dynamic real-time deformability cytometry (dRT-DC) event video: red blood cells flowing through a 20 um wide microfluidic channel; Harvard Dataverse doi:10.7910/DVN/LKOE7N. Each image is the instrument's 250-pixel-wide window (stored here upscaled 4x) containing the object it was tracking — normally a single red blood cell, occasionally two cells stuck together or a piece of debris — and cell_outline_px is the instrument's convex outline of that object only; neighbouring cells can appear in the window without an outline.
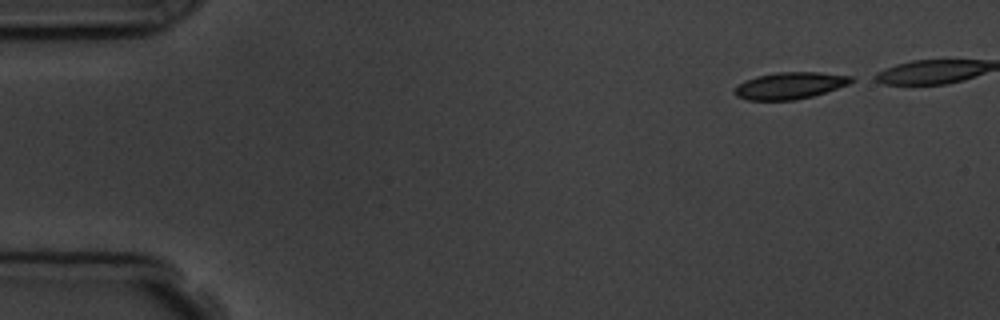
{"species": "common noctule bat (a hibernating species)", "species_latin": "Nyctalus noctula", "temperature_condition": "room temperature", "stored_images_in_passage": 6, "segment_of_instrument_passage": [2, 2], "camera_frame_rate_fps": 3000, "um_per_image_px": 0.085, "animal": {"sex": "male", "body_mass_g": 19.5, "forearm_length_mm": 54.6}, "frame": {"image": 1, "passage_image": 6, "time_ms": 5.333, "image_size_px": [1000, 320], "cell_outline_px": [[856, 80], [848, 84], [812, 96], [796, 100], [748, 100], [736, 96], [732, 92], [732, 88], [736, 84], [744, 80], [756, 76], [776, 72], [820, 72], [852, 76]], "centroid_in_image_um": [67.07, 7.27], "position_along_channel_um": 17.9, "area_um2": 18.44}}